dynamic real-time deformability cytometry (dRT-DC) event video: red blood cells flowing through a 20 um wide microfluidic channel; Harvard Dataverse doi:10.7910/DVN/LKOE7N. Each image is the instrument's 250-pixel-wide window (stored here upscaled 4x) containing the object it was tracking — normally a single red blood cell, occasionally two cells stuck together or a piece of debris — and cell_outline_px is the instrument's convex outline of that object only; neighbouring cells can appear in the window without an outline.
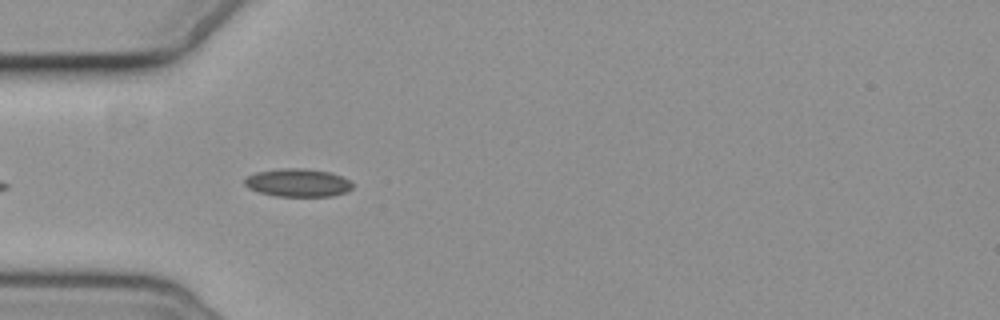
{"species": "common noctule bat (a hibernating species)", "species_latin": "Nyctalus noctula", "temperature_condition": "cold", "stored_images_in_passage": 7, "camera_frame_rate_fps": 3000, "um_per_image_px": 0.085, "animal": {"sex": "female", "body_mass_g": 19.3, "forearm_length_mm": 54.1}, "frame": {"image": 1, "passage_image": 6, "time_ms": 6.0, "image_size_px": [1000, 320], "cell_outline_px": [[352, 188], [344, 192], [332, 196], [276, 196], [260, 192], [248, 188], [244, 184], [244, 180], [248, 176], [256, 172], [280, 168], [304, 168], [332, 172], [348, 180], [352, 184]], "centroid_in_image_um": [25.3, 15.52], "position_along_channel_um": 59.7, "area_um2": 17.57}}
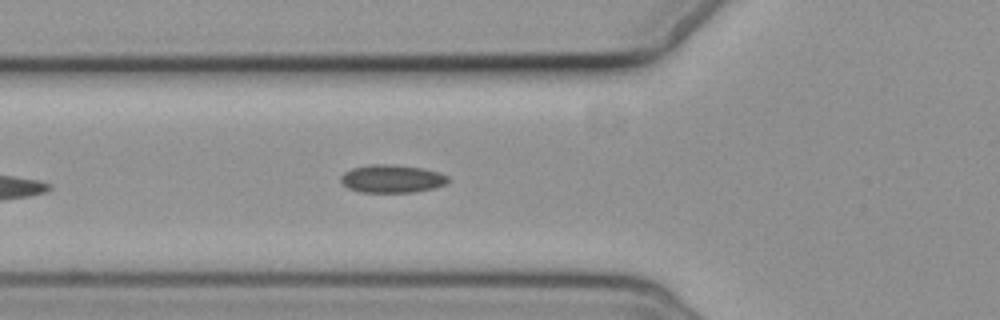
{"frame": {"image": 2, "passage_image": 7, "time_ms": 7.0, "image_size_px": [1000, 320], "cell_outline_px": [[448, 180], [444, 184], [432, 188], [412, 192], [360, 192], [348, 188], [340, 180], [340, 176], [344, 172], [352, 168], [372, 164], [392, 164], [420, 168], [440, 172], [448, 176]], "centroid_in_image_um": [33.28, 15.18], "position_along_channel_um": 92.5, "area_um2": 17.34}}